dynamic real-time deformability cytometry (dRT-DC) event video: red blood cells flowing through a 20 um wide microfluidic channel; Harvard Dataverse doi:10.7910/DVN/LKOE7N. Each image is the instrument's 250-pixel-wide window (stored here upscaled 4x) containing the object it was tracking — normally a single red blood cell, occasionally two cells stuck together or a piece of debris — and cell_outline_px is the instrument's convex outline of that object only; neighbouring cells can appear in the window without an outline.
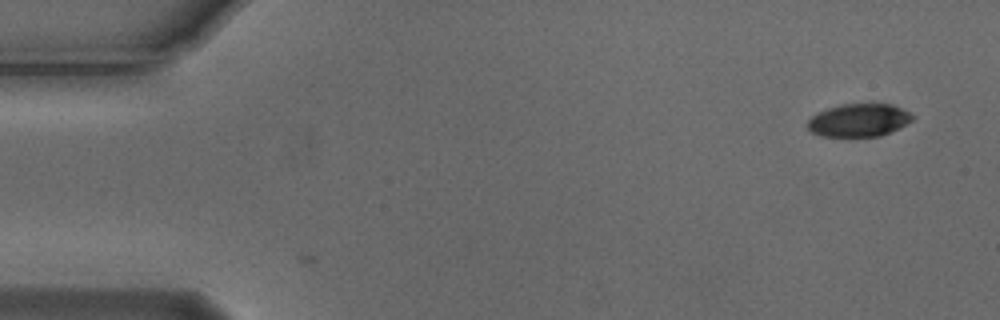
{"species": "Egyptian fruit bat (a non-hibernating species)", "species_latin": "Rousettus aegyptiacus", "temperature_condition": "cold", "stored_images_in_passage": 3, "camera_frame_rate_fps": 3000, "um_per_image_px": 0.085, "animal": {"sex": "male"}, "frame": {"image": 1, "passage_image": 3, "time_ms": 0.667, "image_size_px": [1000, 320], "cell_outline_px": [[916, 116], [912, 120], [900, 128], [880, 136], [820, 136], [812, 132], [808, 128], [808, 120], [812, 116], [828, 108], [840, 104], [892, 104]], "centroid_in_image_um": [73.02, 10.22], "position_along_channel_um": 12.0, "area_um2": 20.0}}